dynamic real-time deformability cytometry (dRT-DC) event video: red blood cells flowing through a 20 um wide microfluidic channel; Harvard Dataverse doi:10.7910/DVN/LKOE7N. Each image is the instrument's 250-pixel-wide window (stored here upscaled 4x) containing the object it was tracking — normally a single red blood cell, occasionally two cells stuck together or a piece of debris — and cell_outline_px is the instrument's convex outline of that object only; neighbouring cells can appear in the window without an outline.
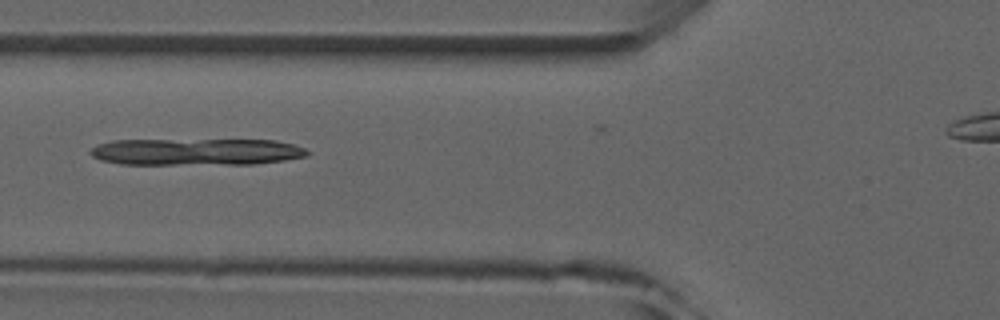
{"species": "common noctule bat (a hibernating species)", "species_latin": "Nyctalus noctula", "temperature_condition": "room temperature", "stored_images_in_passage": 6, "camera_frame_rate_fps": 3000, "um_per_image_px": 0.085, "animal": {"sex": "male", "forearm_length_mm": 52.5}, "frame": {"image": 1, "passage_image": 6, "time_ms": 6.0, "image_size_px": [1000, 320], "cell_outline_px": [[308, 156], [284, 160], [252, 164], [120, 164], [100, 160], [92, 156], [88, 152], [92, 148], [100, 144], [112, 140], [276, 140], [292, 144], [304, 148], [308, 152]], "centroid_in_image_um": [16.66, 12.9], "position_along_channel_um": 109.1, "area_um2": 33.87}}